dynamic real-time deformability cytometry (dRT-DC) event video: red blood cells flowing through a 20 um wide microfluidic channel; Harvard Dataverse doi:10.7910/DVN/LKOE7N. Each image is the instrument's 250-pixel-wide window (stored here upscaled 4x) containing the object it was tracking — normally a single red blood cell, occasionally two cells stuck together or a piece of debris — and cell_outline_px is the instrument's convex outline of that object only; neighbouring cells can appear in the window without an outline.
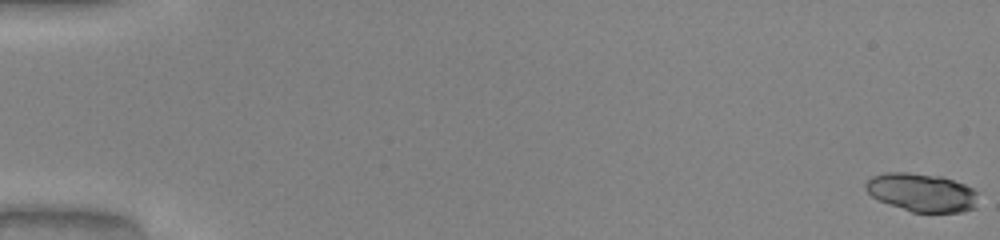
{"species": "common noctule bat (a hibernating species)", "species_latin": "Nyctalus noctula", "temperature_condition": "warm", "stored_images_in_passage": 51, "camera_frame_rate_fps": 3000, "um_per_image_px": 0.085, "animal": {"sex": "male", "body_mass_g": 20.0, "forearm_length_mm": 53.3}, "frame": {"image": 1, "passage_image": 1, "time_ms": 0.0, "image_size_px": [1000, 240], "cell_outline_px": [[980, 192], [976, 208], [964, 212], [912, 212], [888, 204], [872, 196], [864, 188], [864, 184], [872, 176], [884, 172], [908, 172], [944, 176], [964, 184]], "centroid_in_image_um": [78.39, 16.35], "position_along_channel_um": 6.6, "area_um2": 25.61}}
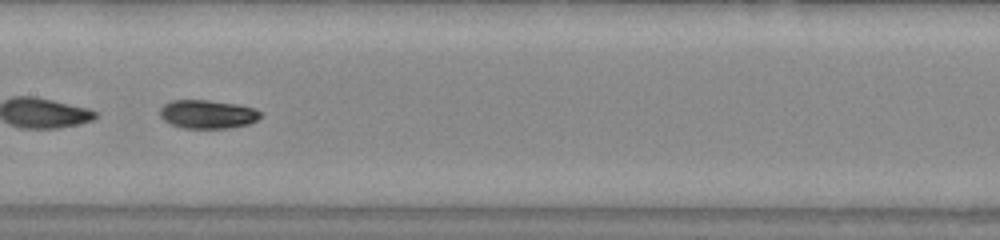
{"frame": {"image": 2, "passage_image": 28, "time_ms": 9.0, "image_size_px": [1000, 240], "cell_outline_px": [[260, 116], [256, 120], [248, 124], [228, 128], [184, 128], [172, 124], [164, 120], [160, 116], [160, 108], [164, 104], [172, 100], [208, 100], [236, 104], [256, 108], [260, 112]], "centroid_in_image_um": [17.63, 9.7], "position_along_channel_um": 189.8, "area_um2": 16.65}}
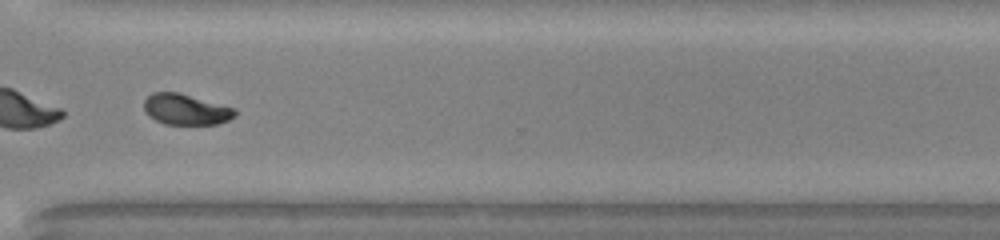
{"frame": {"image": 3, "passage_image": 40, "time_ms": 13.0, "image_size_px": [1000, 240], "cell_outline_px": [[236, 116], [228, 120], [216, 124], [164, 124], [148, 116], [144, 112], [144, 100], [152, 92], [180, 92], [236, 108]], "centroid_in_image_um": [15.79, 9.29], "position_along_channel_um": 354.8, "area_um2": 16.53}, "authors_computed_cell_mechanics": {"area_um2": 17.1088, "velocity_mm_per_s": 4.1205, "shape_relaxation_time_tau1_ms": 3.2172, "shape_relaxation_time_tau2_ms": 7.6371, "deformation_change_tau1": 0.1733, "deformation_change_tau2": 0.0725}}